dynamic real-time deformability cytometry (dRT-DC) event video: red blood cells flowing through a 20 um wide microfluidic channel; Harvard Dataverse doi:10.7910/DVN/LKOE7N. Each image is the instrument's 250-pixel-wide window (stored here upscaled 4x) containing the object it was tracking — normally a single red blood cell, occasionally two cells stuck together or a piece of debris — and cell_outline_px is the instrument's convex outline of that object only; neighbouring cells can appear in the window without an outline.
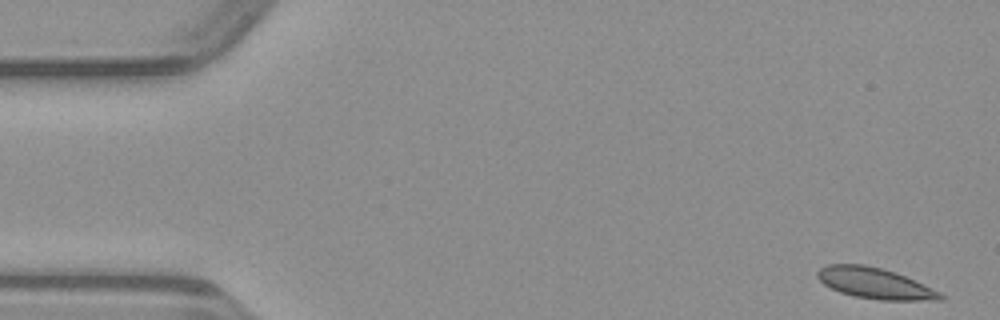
{"species": "common noctule bat (a hibernating species)", "species_latin": "Nyctalus noctula", "temperature_condition": "warm", "stored_images_in_passage": 48, "camera_frame_rate_fps": 3000, "um_per_image_px": 0.085, "animal": {"sex": "male", "body_mass_g": 23.1, "forearm_length_mm": 52.7}, "frame": {"image": 1, "passage_image": 1, "time_ms": 0.0, "image_size_px": [1000, 320], "cell_outline_px": [[944, 300], [880, 300], [856, 296], [840, 292], [824, 284], [816, 276], [816, 272], [820, 268], [828, 264], [864, 264], [880, 268], [904, 276], [940, 292], [944, 296]], "centroid_in_image_um": [74.33, 24.08], "position_along_channel_um": 10.7, "area_um2": 21.73}}
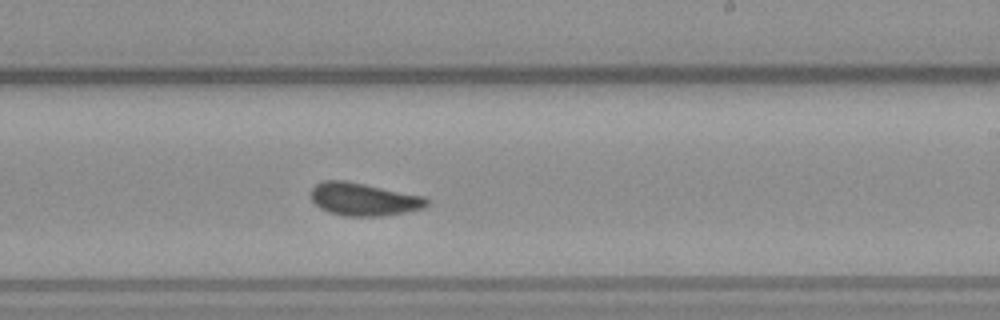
{"frame": {"image": 2, "passage_image": 28, "time_ms": 9.0, "image_size_px": [1000, 320], "cell_outline_px": [[428, 204], [424, 208], [384, 216], [344, 216], [328, 212], [320, 208], [312, 200], [308, 192], [316, 184], [324, 180], [344, 180], [424, 196], [428, 200]], "centroid_in_image_um": [30.87, 16.94], "position_along_channel_um": 258.1, "area_um2": 22.2}}
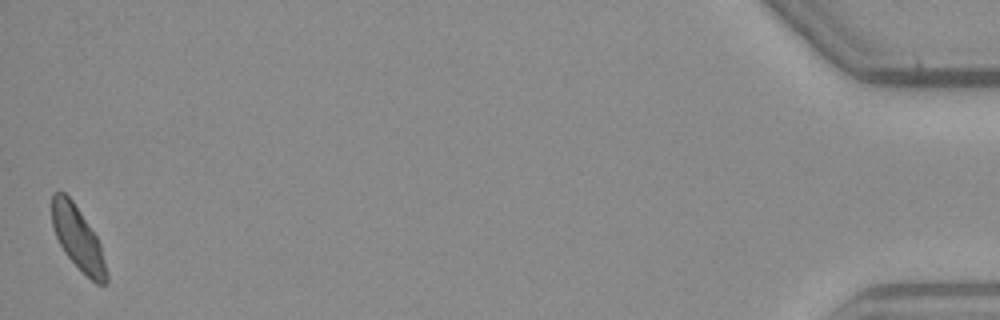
{"frame": {"image": 3, "passage_image": 48, "time_ms": 15.667, "image_size_px": [1000, 320], "cell_outline_px": [[108, 284], [96, 284], [64, 252], [52, 228], [52, 192], [64, 192], [72, 200], [96, 236], [100, 244], [108, 276]], "centroid_in_image_um": [6.61, 20.25], "position_along_channel_um": 428.6, "area_um2": 19.65}}